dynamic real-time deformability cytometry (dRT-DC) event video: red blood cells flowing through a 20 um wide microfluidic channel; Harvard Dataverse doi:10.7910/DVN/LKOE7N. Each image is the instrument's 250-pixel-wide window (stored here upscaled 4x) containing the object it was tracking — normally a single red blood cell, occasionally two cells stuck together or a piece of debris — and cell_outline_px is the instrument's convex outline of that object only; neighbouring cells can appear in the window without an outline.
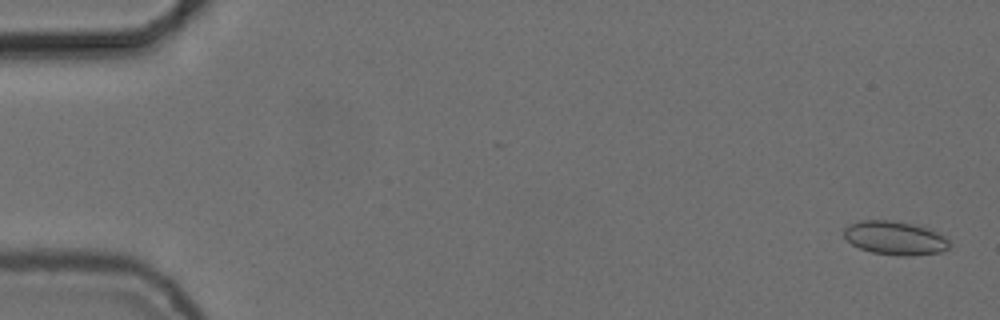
{"species": "common noctule bat (a hibernating species)", "species_latin": "Nyctalus noctula", "temperature_condition": "cold", "stored_images_in_passage": 14, "camera_frame_rate_fps": 3000, "um_per_image_px": 0.085, "animal": {"sex": "female", "body_mass_g": 24.6, "forearm_length_mm": 56.2}, "frame": {"image": 1, "passage_image": 2, "time_ms": 0.333, "image_size_px": [1000, 320], "cell_outline_px": [[948, 248], [940, 252], [908, 256], [900, 256], [872, 252], [860, 248], [852, 244], [844, 236], [844, 228], [848, 224], [860, 220], [888, 220], [928, 228], [944, 236], [948, 240]], "centroid_in_image_um": [76.03, 20.23], "position_along_channel_um": 9.0, "area_um2": 20.4}}
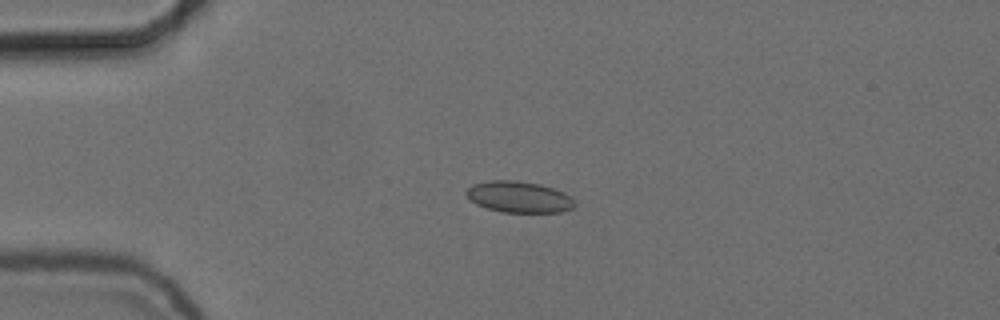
{"frame": {"image": 2, "passage_image": 14, "time_ms": 4.333, "image_size_px": [1000, 320], "cell_outline_px": [[576, 204], [572, 208], [560, 212], [504, 212], [488, 208], [476, 204], [464, 192], [472, 184], [488, 180], [516, 180], [540, 184], [564, 192]], "centroid_in_image_um": [44.09, 16.73], "position_along_channel_um": 40.9, "area_um2": 19.59}}